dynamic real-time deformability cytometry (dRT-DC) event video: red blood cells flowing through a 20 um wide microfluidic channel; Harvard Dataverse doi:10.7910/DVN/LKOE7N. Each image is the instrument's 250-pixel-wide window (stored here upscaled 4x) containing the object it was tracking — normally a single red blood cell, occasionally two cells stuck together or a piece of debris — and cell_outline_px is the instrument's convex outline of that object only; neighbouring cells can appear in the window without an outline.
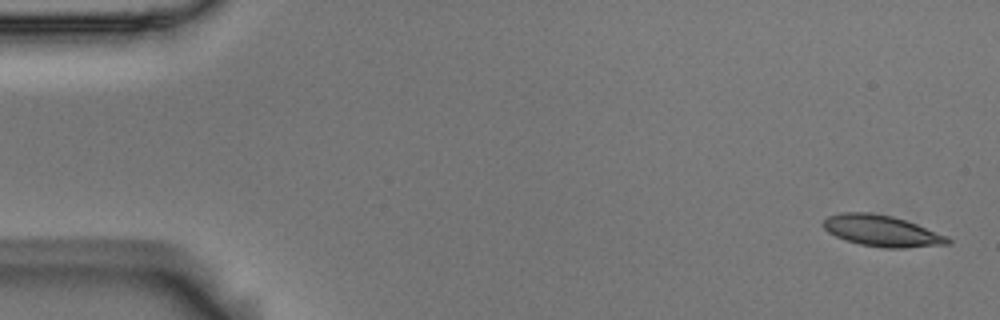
{"species": "Egyptian fruit bat (a non-hibernating species)", "species_latin": "Rousettus aegyptiacus", "temperature_condition": "room temperature", "stored_images_in_passage": 6, "segment_of_instrument_passage": [1, 2], "camera_frame_rate_fps": 3000, "um_per_image_px": 0.085, "animal": {"sex": "male"}, "frame": {"image": 1, "passage_image": 1, "time_ms": 0.0, "image_size_px": [1000, 320], "cell_outline_px": [[952, 244], [904, 248], [884, 248], [860, 244], [836, 236], [828, 232], [820, 224], [828, 216], [844, 212], [868, 212], [892, 216], [916, 224], [944, 236], [952, 240]], "centroid_in_image_um": [74.92, 19.62], "position_along_channel_um": 10.1, "area_um2": 22.37}}
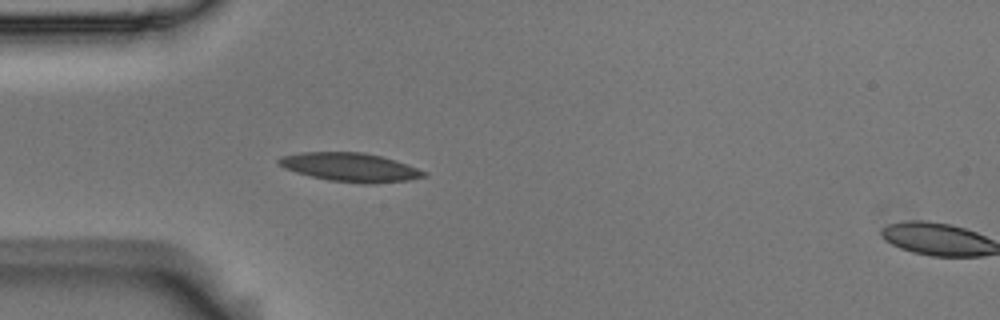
{"frame": {"image": 2, "passage_image": 5, "time_ms": 1.333, "image_size_px": [1000, 320], "cell_outline_px": [[428, 176], [408, 180], [376, 184], [360, 184], [328, 180], [296, 172], [284, 168], [276, 160], [280, 156], [300, 152], [364, 152], [396, 160], [428, 172]], "centroid_in_image_um": [29.8, 14.22], "position_along_channel_um": 55.2, "area_um2": 24.51}}